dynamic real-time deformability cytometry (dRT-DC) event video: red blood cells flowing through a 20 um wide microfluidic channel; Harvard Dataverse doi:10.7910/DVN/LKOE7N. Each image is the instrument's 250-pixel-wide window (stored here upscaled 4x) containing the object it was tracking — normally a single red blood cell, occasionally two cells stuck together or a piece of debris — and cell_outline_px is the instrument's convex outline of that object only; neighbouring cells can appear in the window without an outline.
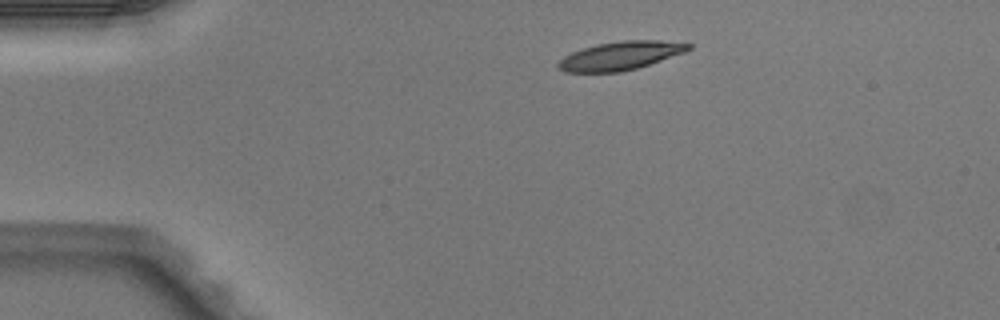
{"species": "Egyptian fruit bat (a non-hibernating species)", "species_latin": "Rousettus aegyptiacus", "temperature_condition": "warm", "stored_images_in_passage": 2, "camera_frame_rate_fps": 3000, "um_per_image_px": 0.085, "animal": {"sex": "male"}, "frame": {"image": 1, "passage_image": 1, "time_ms": 0.0, "image_size_px": [1000, 320], "cell_outline_px": [[692, 48], [684, 52], [636, 68], [620, 72], [564, 72], [556, 64], [564, 56], [572, 52], [596, 44], [624, 40], [660, 40], [692, 44]], "centroid_in_image_um": [52.72, 4.73], "position_along_channel_um": 32.3, "area_um2": 21.33}}